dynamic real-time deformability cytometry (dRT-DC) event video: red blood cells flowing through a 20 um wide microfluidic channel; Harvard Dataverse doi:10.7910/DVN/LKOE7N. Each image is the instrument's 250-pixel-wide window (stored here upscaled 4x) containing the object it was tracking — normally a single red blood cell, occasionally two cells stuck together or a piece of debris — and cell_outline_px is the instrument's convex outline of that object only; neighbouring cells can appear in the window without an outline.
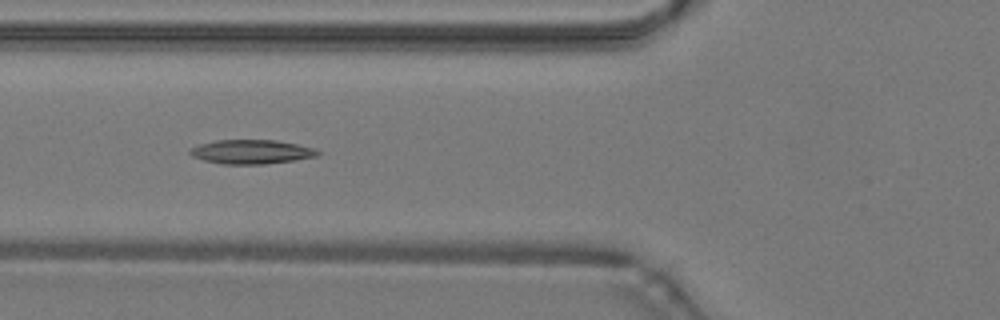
{"species": "common noctule bat (a hibernating species)", "species_latin": "Nyctalus noctula", "temperature_condition": "warm", "stored_images_in_passage": 24, "camera_frame_rate_fps": 3000, "um_per_image_px": 0.085, "animal": {"sex": "male", "body_mass_g": 19.2, "forearm_length_mm": 51.8}, "frame": {"image": 1, "passage_image": 6, "time_ms": 1.667, "image_size_px": [1000, 320], "cell_outline_px": [[320, 152], [316, 156], [296, 160], [264, 164], [224, 164], [204, 160], [192, 156], [188, 152], [188, 148], [200, 144], [216, 140], [276, 140], [316, 148]], "centroid_in_image_um": [21.35, 12.9], "position_along_channel_um": 104.4, "area_um2": 17.98}}
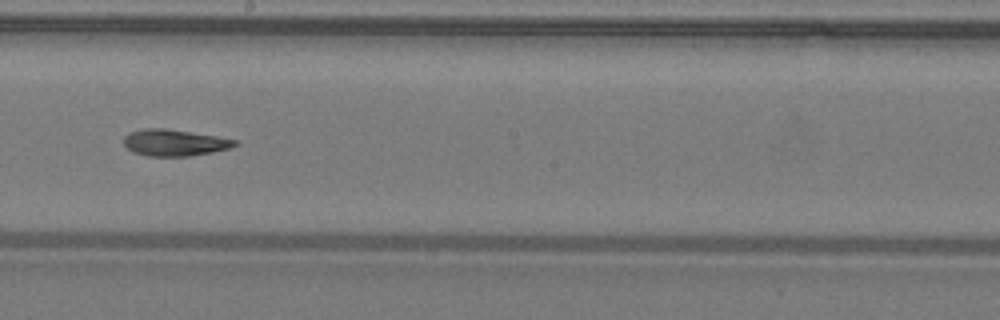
{"frame": {"image": 2, "passage_image": 15, "time_ms": 4.667, "image_size_px": [1000, 320], "cell_outline_px": [[240, 144], [228, 148], [212, 152], [188, 156], [148, 156], [132, 152], [124, 144], [124, 136], [128, 132], [144, 128], [164, 128], [216, 136], [240, 140]], "centroid_in_image_um": [14.83, 12.12], "position_along_channel_um": 233.4, "area_um2": 17.22}}
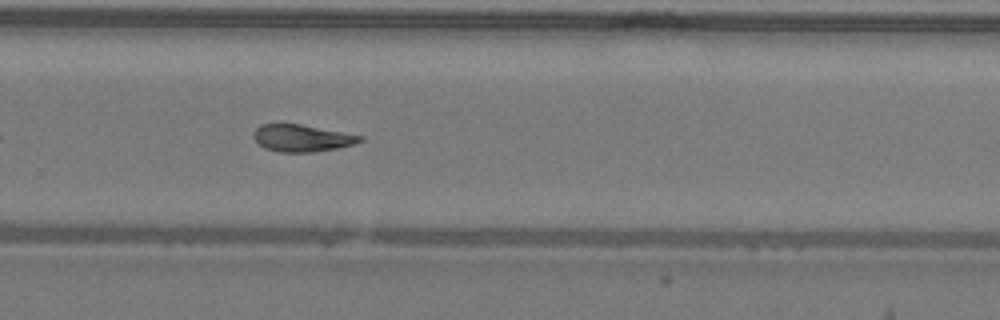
{"frame": {"image": 3, "passage_image": 20, "time_ms": 6.333, "image_size_px": [1000, 320], "cell_outline_px": [[364, 140], [352, 144], [336, 148], [316, 152], [280, 152], [264, 148], [252, 136], [252, 132], [260, 124], [300, 124], [364, 136]], "centroid_in_image_um": [25.64, 11.74], "position_along_channel_um": 304.2, "area_um2": 16.7}}